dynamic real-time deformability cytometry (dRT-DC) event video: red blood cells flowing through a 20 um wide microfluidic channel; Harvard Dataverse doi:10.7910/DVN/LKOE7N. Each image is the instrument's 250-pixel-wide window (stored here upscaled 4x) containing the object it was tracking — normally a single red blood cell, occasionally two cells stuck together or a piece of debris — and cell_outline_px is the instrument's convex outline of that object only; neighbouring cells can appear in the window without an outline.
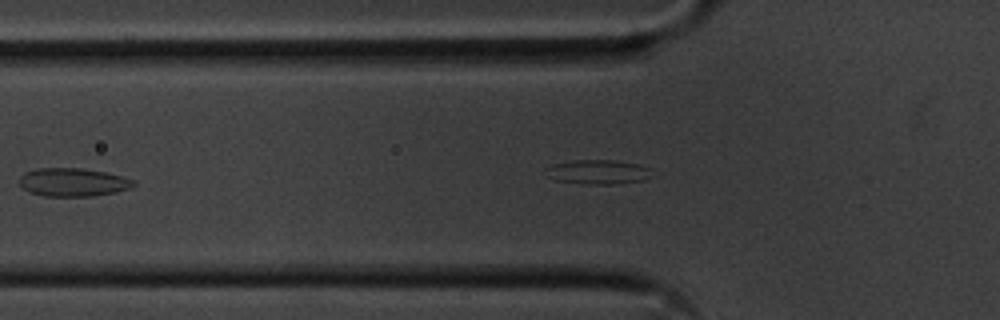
{"species": "common noctule bat (a hibernating species)", "species_latin": "Nyctalus noctula", "temperature_condition": "cold", "stored_images_in_passage": 8, "camera_frame_rate_fps": 3000, "um_per_image_px": 0.085, "animal": {"sex": "male", "body_mass_g": 20.1, "forearm_length_mm": 53.5}, "frame": {"image": 1, "passage_image": 5, "time_ms": 1.333, "image_size_px": [1000, 320], "cell_outline_px": [[136, 184], [128, 188], [116, 192], [92, 196], [44, 196], [28, 192], [20, 184], [20, 176], [24, 172], [40, 168], [80, 168], [104, 172], [136, 180]], "centroid_in_image_um": [6.19, 15.49], "position_along_channel_um": 119.6, "area_um2": 18.73}}